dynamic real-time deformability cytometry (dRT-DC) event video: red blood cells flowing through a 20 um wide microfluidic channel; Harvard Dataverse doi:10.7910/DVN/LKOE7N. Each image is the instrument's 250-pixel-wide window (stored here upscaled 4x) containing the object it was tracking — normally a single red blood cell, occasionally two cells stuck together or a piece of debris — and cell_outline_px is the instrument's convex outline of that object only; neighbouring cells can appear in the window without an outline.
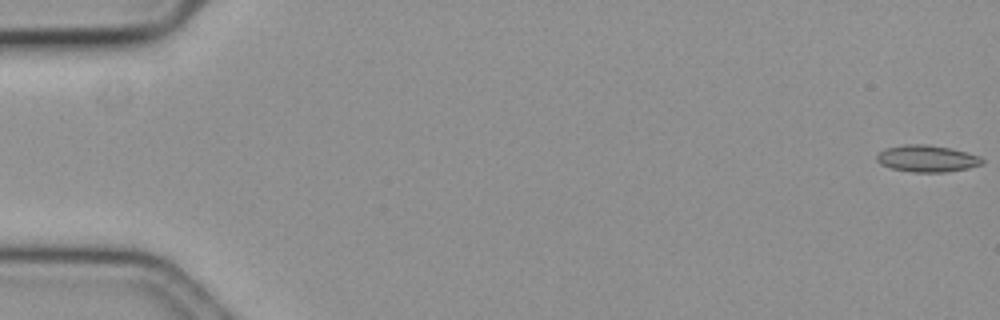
{"species": "common noctule bat (a hibernating species)", "species_latin": "Nyctalus noctula", "temperature_condition": "cold", "stored_images_in_passage": 9, "camera_frame_rate_fps": 3000, "um_per_image_px": 0.085, "animal": {"sex": "female", "body_mass_g": 19.3, "forearm_length_mm": 54.1}, "frame": {"image": 1, "passage_image": 1, "time_ms": 0.0, "image_size_px": [1000, 320], "cell_outline_px": [[984, 164], [968, 168], [944, 172], [916, 172], [892, 168], [880, 164], [876, 160], [876, 156], [884, 148], [904, 144], [928, 144], [948, 148], [964, 152], [976, 156], [984, 160]], "centroid_in_image_um": [78.75, 13.47], "position_along_channel_um": 6.2, "area_um2": 16.24}}